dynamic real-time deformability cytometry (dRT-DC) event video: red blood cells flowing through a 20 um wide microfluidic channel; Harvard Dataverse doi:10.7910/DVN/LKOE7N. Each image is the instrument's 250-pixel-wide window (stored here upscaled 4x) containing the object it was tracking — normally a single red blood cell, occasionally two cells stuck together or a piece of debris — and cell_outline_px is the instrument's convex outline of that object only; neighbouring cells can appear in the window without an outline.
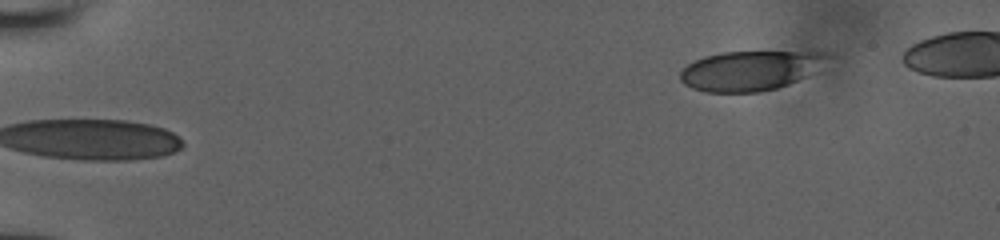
{"species": "human", "species_latin": "Homo sapiens", "temperature_condition": "room temperature", "stored_images_in_passage": 3, "camera_frame_rate_fps": 3000, "um_per_image_px": 0.085, "donor": {"sex": "male"}, "frame": {"image": 1, "passage_image": 3, "time_ms": 2.0, "image_size_px": [1000, 240], "cell_outline_px": [[832, 56], [808, 76], [788, 84], [776, 88], [760, 92], [704, 92], [692, 88], [684, 84], [680, 80], [680, 72], [688, 64], [704, 56], [724, 52], [828, 52]], "centroid_in_image_um": [63.76, 6.0], "position_along_channel_um": 21.2, "area_um2": 33.93}}